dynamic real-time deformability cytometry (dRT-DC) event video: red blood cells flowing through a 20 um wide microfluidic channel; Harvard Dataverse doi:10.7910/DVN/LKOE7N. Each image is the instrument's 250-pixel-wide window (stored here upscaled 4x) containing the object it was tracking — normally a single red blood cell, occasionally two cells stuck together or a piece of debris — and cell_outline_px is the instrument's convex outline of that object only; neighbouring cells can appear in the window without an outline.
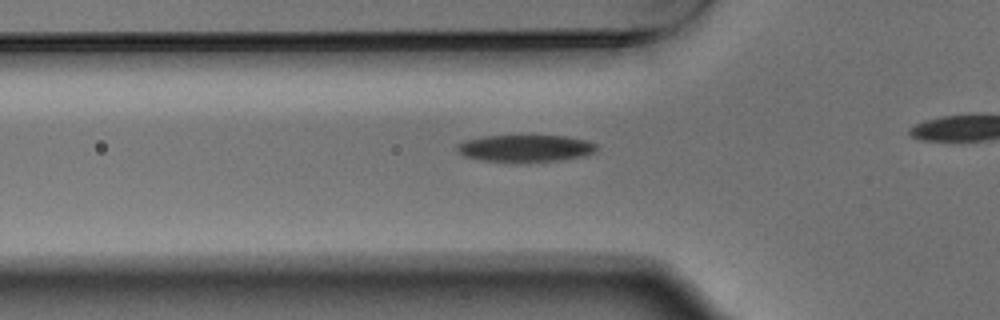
{"species": "Egyptian fruit bat (a non-hibernating species)", "species_latin": "Rousettus aegyptiacus", "temperature_condition": "warm", "stored_images_in_passage": 39, "camera_frame_rate_fps": 3000, "um_per_image_px": 0.085, "animal": {"sex": "male"}, "frame": {"image": 1, "passage_image": 14, "time_ms": 4.333, "image_size_px": [1000, 320], "cell_outline_px": [[596, 152], [584, 156], [560, 160], [480, 160], [464, 156], [456, 148], [456, 144], [468, 140], [484, 136], [568, 136], [584, 140], [596, 144]], "centroid_in_image_um": [44.68, 12.58], "position_along_channel_um": 81.1, "area_um2": 21.21}}
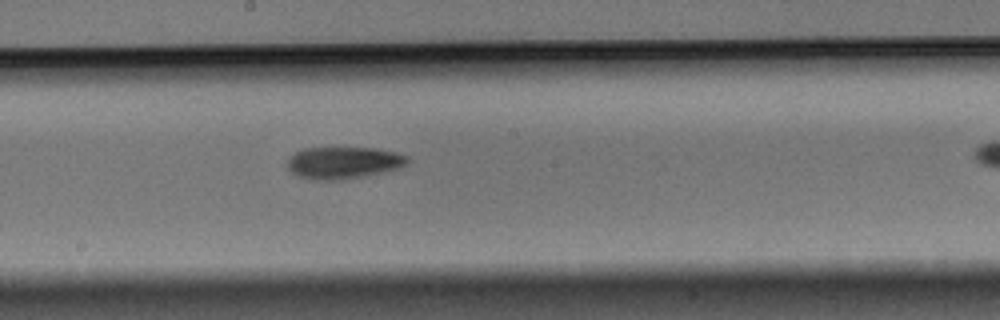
{"frame": {"image": 2, "passage_image": 25, "time_ms": 8.0, "image_size_px": [1000, 320], "cell_outline_px": [[408, 160], [404, 164], [396, 168], [384, 172], [364, 176], [340, 180], [312, 180], [300, 176], [292, 172], [288, 168], [288, 156], [304, 148], [376, 148], [396, 152], [408, 156]], "centroid_in_image_um": [29.17, 13.83], "position_along_channel_um": 219.0, "area_um2": 22.25}}
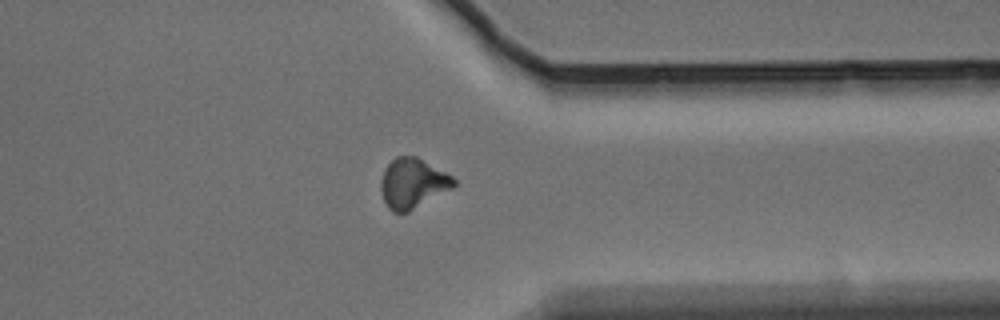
{"frame": {"image": 3, "passage_image": 38, "time_ms": 12.333, "image_size_px": [1000, 320], "cell_outline_px": [[456, 184], [452, 188], [408, 212], [392, 212], [388, 208], [384, 200], [380, 188], [380, 180], [384, 168], [396, 156], [416, 156], [452, 176], [456, 180]], "centroid_in_image_um": [35.05, 15.58], "position_along_channel_um": 376.3, "area_um2": 21.1}}